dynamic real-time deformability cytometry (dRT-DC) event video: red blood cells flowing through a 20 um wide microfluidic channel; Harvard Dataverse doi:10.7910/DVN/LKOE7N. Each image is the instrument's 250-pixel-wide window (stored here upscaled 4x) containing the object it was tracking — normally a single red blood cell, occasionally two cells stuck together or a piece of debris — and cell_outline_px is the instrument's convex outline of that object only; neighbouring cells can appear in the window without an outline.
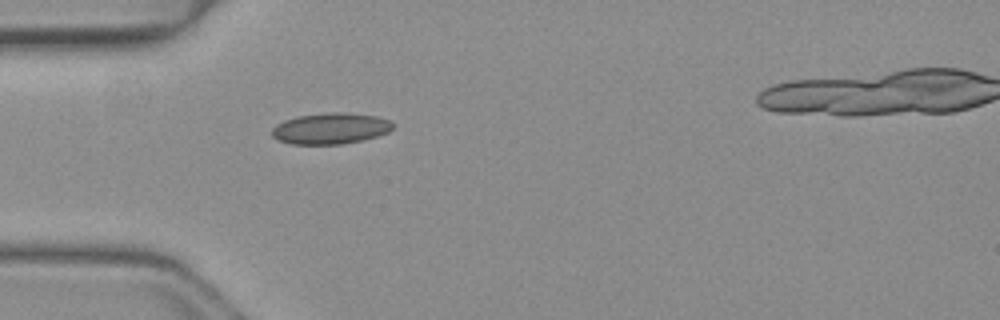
{"species": "common noctule bat (a hibernating species)", "species_latin": "Nyctalus noctula", "temperature_condition": "warm", "stored_images_in_passage": 34, "camera_frame_rate_fps": 3000, "um_per_image_px": 0.085, "animal": {"sex": "female", "body_mass_g": 19.3, "forearm_length_mm": 54.1}, "frame": {"image": 1, "passage_image": 1, "time_ms": 0.0, "image_size_px": [1000, 320], "cell_outline_px": [[392, 128], [388, 132], [364, 140], [340, 144], [292, 144], [280, 140], [272, 136], [272, 128], [276, 124], [284, 120], [296, 116], [332, 112], [344, 112], [376, 116], [388, 120], [392, 124]], "centroid_in_image_um": [28.07, 10.92], "position_along_channel_um": 56.9, "area_um2": 21.79}}
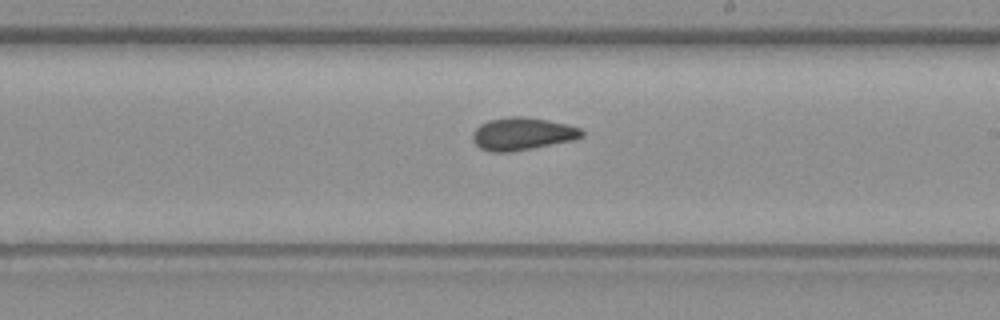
{"frame": {"image": 2, "passage_image": 15, "time_ms": 4.667, "image_size_px": [1000, 320], "cell_outline_px": [[584, 136], [572, 140], [512, 152], [488, 152], [480, 148], [472, 140], [472, 132], [480, 124], [488, 120], [508, 116], [524, 116], [548, 120], [568, 124], [580, 128], [584, 132]], "centroid_in_image_um": [44.37, 11.37], "position_along_channel_um": 244.6, "area_um2": 20.92}}
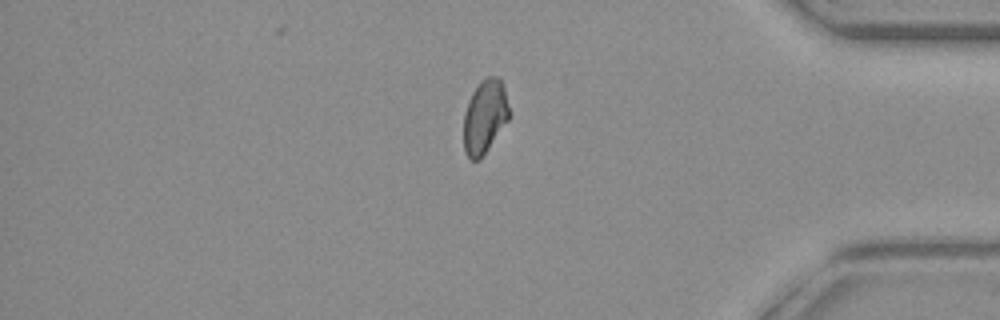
{"frame": {"image": 3, "passage_image": 28, "time_ms": 9.0, "image_size_px": [1000, 320], "cell_outline_px": [[508, 120], [480, 160], [472, 160], [464, 152], [464, 112], [468, 100], [472, 92], [480, 80], [488, 76], [496, 76], [500, 80], [504, 88], [508, 104]], "centroid_in_image_um": [41.18, 9.91], "position_along_channel_um": 394.0, "area_um2": 19.42}}